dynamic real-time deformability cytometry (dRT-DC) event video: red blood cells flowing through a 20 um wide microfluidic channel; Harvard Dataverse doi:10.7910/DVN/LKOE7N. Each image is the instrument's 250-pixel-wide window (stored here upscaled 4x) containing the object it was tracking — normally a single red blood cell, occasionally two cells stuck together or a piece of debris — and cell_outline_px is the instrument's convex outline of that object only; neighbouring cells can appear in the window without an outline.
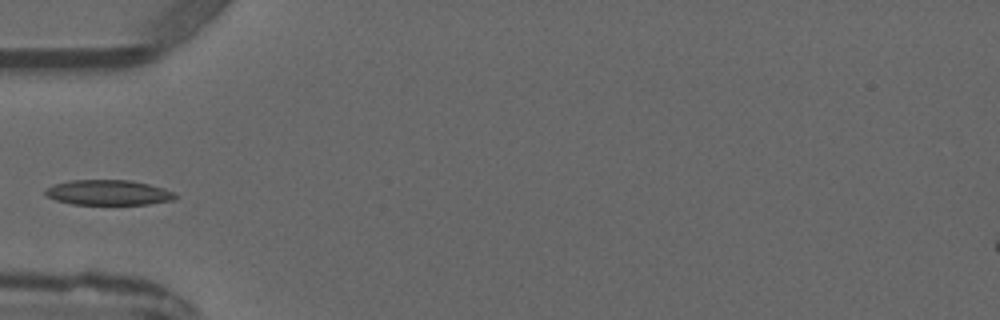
{"species": "common noctule bat (a hibernating species)", "species_latin": "Nyctalus noctula", "temperature_condition": "warm", "stored_images_in_passage": 3, "camera_frame_rate_fps": 3000, "um_per_image_px": 0.085, "animal": {"sex": "male", "forearm_length_mm": 52.5}, "frame": {"image": 1, "passage_image": 3, "time_ms": 3.0, "image_size_px": [1000, 320], "cell_outline_px": [[176, 196], [172, 200], [148, 204], [72, 204], [56, 200], [48, 196], [44, 192], [48, 188], [56, 184], [68, 180], [128, 180], [148, 184], [164, 188], [176, 192]], "centroid_in_image_um": [9.23, 16.36], "position_along_channel_um": 75.8, "area_um2": 18.84}}